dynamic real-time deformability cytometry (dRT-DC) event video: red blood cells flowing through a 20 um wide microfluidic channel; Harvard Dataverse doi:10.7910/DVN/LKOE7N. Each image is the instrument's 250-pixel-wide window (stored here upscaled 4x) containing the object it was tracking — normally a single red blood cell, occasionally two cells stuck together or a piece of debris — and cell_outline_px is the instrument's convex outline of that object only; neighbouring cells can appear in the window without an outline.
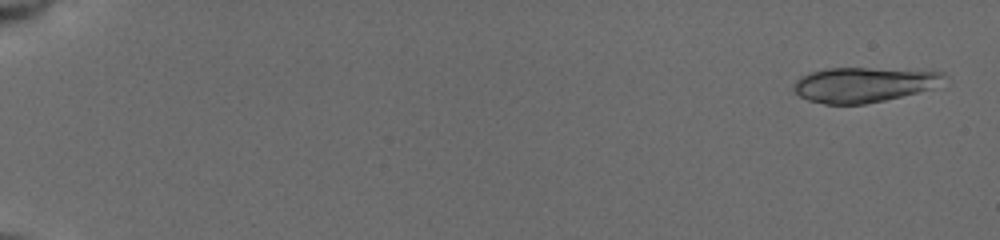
{"species": "common noctule bat (a hibernating species)", "species_latin": "Nyctalus noctula", "temperature_condition": "cold", "stored_images_in_passage": 16, "camera_frame_rate_fps": 3000, "um_per_image_px": 0.085, "animal": {"sex": "female", "body_mass_g": 19.5, "forearm_length_mm": 54.1}, "frame": {"image": 1, "passage_image": 1, "time_ms": 0.0, "image_size_px": [1000, 240], "cell_outline_px": [[948, 76], [932, 88], [884, 100], [864, 104], [824, 104], [808, 100], [800, 96], [792, 88], [792, 84], [800, 76], [812, 72], [828, 68], [868, 68], [944, 72]], "centroid_in_image_um": [73.36, 7.19], "position_along_channel_um": 11.6, "area_um2": 30.29}}
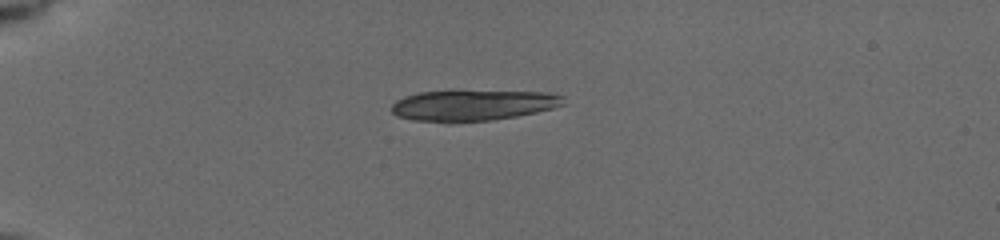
{"frame": {"image": 2, "passage_image": 12, "time_ms": 4.333, "image_size_px": [1000, 240], "cell_outline_px": [[564, 104], [552, 108], [536, 112], [516, 116], [492, 120], [412, 120], [396, 116], [392, 112], [392, 104], [396, 100], [404, 96], [420, 92], [544, 92], [564, 96]], "centroid_in_image_um": [40.2, 8.94], "position_along_channel_um": 44.8, "area_um2": 29.65}}